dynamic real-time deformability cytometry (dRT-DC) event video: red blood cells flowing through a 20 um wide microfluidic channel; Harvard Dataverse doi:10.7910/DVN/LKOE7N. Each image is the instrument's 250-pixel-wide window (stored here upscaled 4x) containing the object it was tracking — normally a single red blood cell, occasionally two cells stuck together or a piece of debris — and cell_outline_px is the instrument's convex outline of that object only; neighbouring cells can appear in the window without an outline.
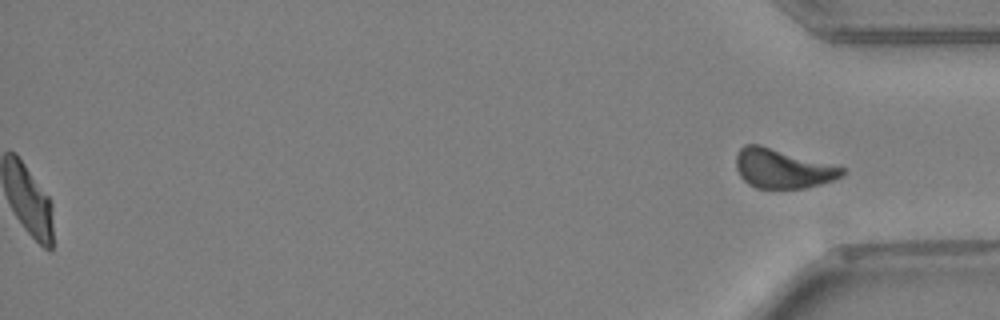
{"species": "Egyptian fruit bat (a non-hibernating species)", "species_latin": "Rousettus aegyptiacus", "temperature_condition": "warm", "stored_images_in_passage": 46, "segment_of_instrument_passage": [2, 2], "camera_frame_rate_fps": 3000, "um_per_image_px": 0.085, "animal": {"sex": "female"}, "frame": {"image": 1, "passage_image": 46, "time_ms": 15.0, "image_size_px": [1000, 320], "cell_outline_px": [[848, 172], [844, 176], [820, 184], [804, 188], [756, 188], [748, 184], [740, 176], [736, 168], [736, 156], [740, 148], [744, 144], [760, 144], [848, 168]], "centroid_in_image_um": [66.56, 14.32], "position_along_channel_um": 368.6, "area_um2": 24.62}}